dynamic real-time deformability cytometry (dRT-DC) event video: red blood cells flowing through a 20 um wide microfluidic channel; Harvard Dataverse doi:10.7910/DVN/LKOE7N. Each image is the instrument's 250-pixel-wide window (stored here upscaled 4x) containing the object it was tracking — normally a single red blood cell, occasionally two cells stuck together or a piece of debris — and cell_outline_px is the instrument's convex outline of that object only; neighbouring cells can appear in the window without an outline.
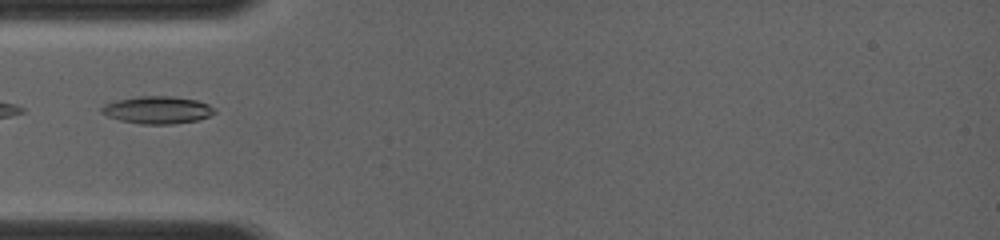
{"species": "common noctule bat (a hibernating species)", "species_latin": "Nyctalus noctula", "temperature_condition": "room temperature", "stored_images_in_passage": 30, "camera_frame_rate_fps": 4000, "um_per_image_px": 0.085, "animal": {"sex": "female", "body_mass_g": 19.0, "forearm_length_mm": 56.7}, "frame": {"image": 1, "passage_image": 2, "time_ms": 0.5, "image_size_px": [1000, 240], "cell_outline_px": [[216, 112], [208, 116], [196, 120], [172, 124], [140, 124], [120, 120], [108, 116], [100, 112], [100, 108], [104, 104], [116, 100], [136, 96], [172, 96], [196, 100], [208, 104]], "centroid_in_image_um": [13.33, 9.34], "position_along_channel_um": 71.7, "area_um2": 17.98}}
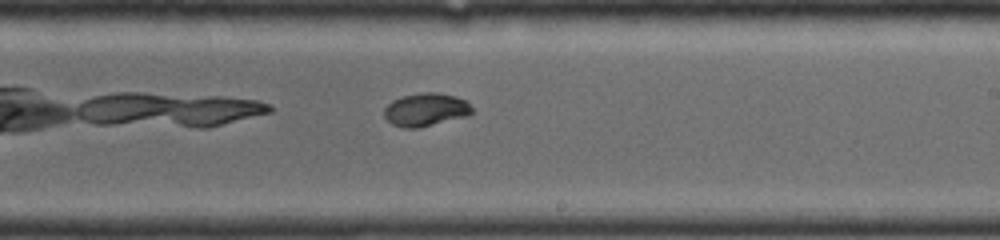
{"frame": {"image": 2, "passage_image": 15, "time_ms": 4.5, "image_size_px": [1000, 240], "cell_outline_px": [[472, 112], [468, 116], [416, 128], [404, 128], [392, 124], [384, 116], [384, 108], [392, 100], [404, 96], [420, 92], [440, 92], [456, 96], [464, 100], [472, 108]], "centroid_in_image_um": [36.18, 9.31], "position_along_channel_um": 252.8, "area_um2": 16.88}}
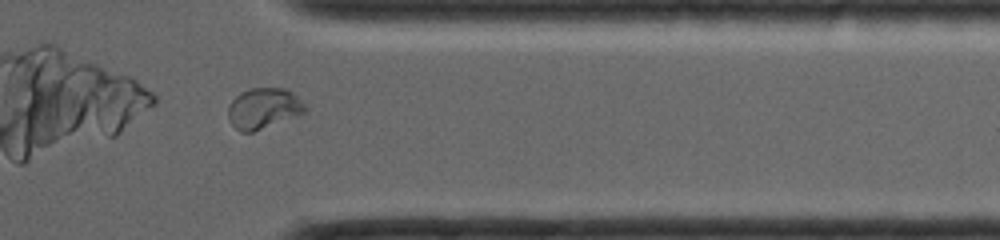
{"frame": {"image": 3, "passage_image": 27, "time_ms": 7.5, "image_size_px": [1000, 240], "cell_outline_px": [[304, 112], [300, 116], [252, 132], [240, 132], [228, 120], [228, 108], [232, 100], [240, 92], [252, 88], [288, 88], [304, 104]], "centroid_in_image_um": [22.39, 9.22], "position_along_channel_um": 389.0, "area_um2": 18.32}}